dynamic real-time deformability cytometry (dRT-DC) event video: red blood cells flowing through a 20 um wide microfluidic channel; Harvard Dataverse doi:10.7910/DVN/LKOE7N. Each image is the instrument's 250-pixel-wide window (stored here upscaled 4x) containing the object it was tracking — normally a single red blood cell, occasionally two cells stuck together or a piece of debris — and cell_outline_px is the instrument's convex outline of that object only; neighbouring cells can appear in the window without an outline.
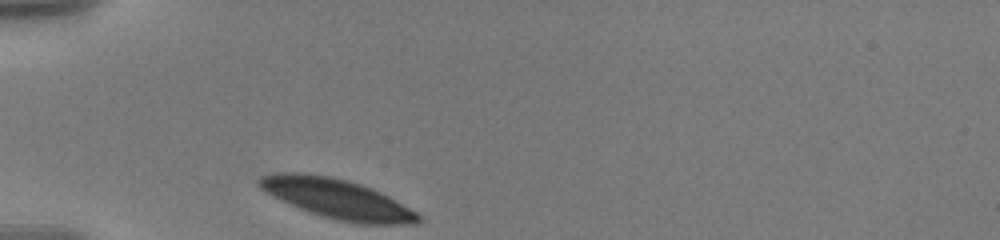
{"species": "human", "species_latin": "Homo sapiens", "temperature_condition": "warm", "stored_images_in_passage": 13, "camera_frame_rate_fps": 3000, "um_per_image_px": 0.085, "donor": {"sex": "male"}, "frame": {"image": 1, "passage_image": 1, "time_ms": 0.0, "image_size_px": [1000, 240], "cell_outline_px": [[420, 220], [416, 224], [356, 224], [336, 220], [320, 216], [308, 212], [272, 196], [260, 188], [256, 184], [256, 180], [260, 176], [272, 172], [300, 172], [328, 176], [348, 180], [372, 188], [388, 196], [416, 212], [420, 216]], "centroid_in_image_um": [28.59, 16.89], "position_along_channel_um": 56.4, "area_um2": 36.93}}
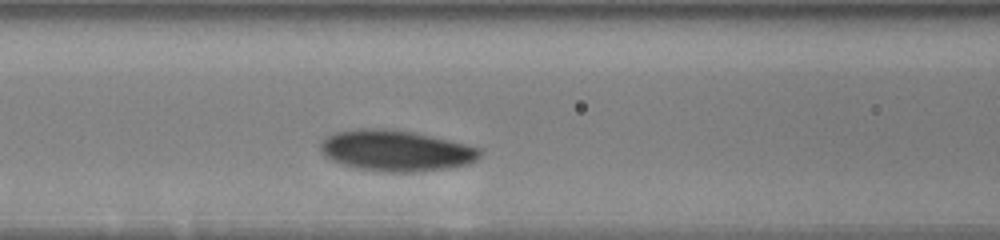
{"frame": {"image": 2, "passage_image": 6, "time_ms": 2.667, "image_size_px": [1000, 240], "cell_outline_px": [[480, 156], [476, 160], [468, 164], [448, 168], [412, 172], [384, 172], [356, 168], [332, 160], [324, 156], [320, 152], [320, 144], [324, 136], [336, 132], [360, 128], [392, 128], [412, 132], [464, 144], [480, 148]], "centroid_in_image_um": [33.6, 12.8], "position_along_channel_um": 133.0, "area_um2": 38.03}}
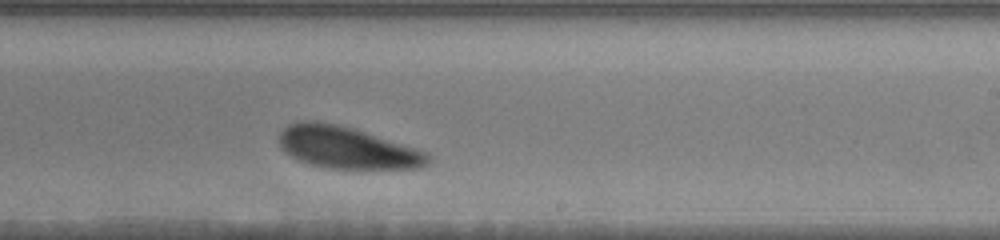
{"frame": {"image": 3, "passage_image": 13, "time_ms": 6.333, "image_size_px": [1000, 240], "cell_outline_px": [[432, 160], [428, 164], [420, 168], [328, 168], [312, 164], [300, 160], [284, 152], [280, 148], [280, 132], [288, 124], [304, 120], [316, 120], [336, 124], [352, 128], [416, 148], [428, 152], [432, 156]], "centroid_in_image_um": [29.51, 12.54], "position_along_channel_um": 259.5, "area_um2": 36.18}}